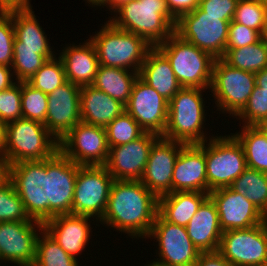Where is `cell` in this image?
<instances>
[{
	"label": "cell",
	"instance_id": "obj_1",
	"mask_svg": "<svg viewBox=\"0 0 267 266\" xmlns=\"http://www.w3.org/2000/svg\"><path fill=\"white\" fill-rule=\"evenodd\" d=\"M157 214L158 197L141 181L114 180L99 222L127 234V238L147 239Z\"/></svg>",
	"mask_w": 267,
	"mask_h": 266
},
{
	"label": "cell",
	"instance_id": "obj_2",
	"mask_svg": "<svg viewBox=\"0 0 267 266\" xmlns=\"http://www.w3.org/2000/svg\"><path fill=\"white\" fill-rule=\"evenodd\" d=\"M111 15L109 21L116 28L141 36L152 47L168 39L177 22L166 0H132Z\"/></svg>",
	"mask_w": 267,
	"mask_h": 266
},
{
	"label": "cell",
	"instance_id": "obj_3",
	"mask_svg": "<svg viewBox=\"0 0 267 266\" xmlns=\"http://www.w3.org/2000/svg\"><path fill=\"white\" fill-rule=\"evenodd\" d=\"M203 92H206L205 89L182 87L171 98L163 138L184 144H200L209 140L208 134L204 133L203 124L207 118Z\"/></svg>",
	"mask_w": 267,
	"mask_h": 266
},
{
	"label": "cell",
	"instance_id": "obj_4",
	"mask_svg": "<svg viewBox=\"0 0 267 266\" xmlns=\"http://www.w3.org/2000/svg\"><path fill=\"white\" fill-rule=\"evenodd\" d=\"M89 38L96 48L99 65L138 73L152 48L141 36L118 29L109 20Z\"/></svg>",
	"mask_w": 267,
	"mask_h": 266
},
{
	"label": "cell",
	"instance_id": "obj_5",
	"mask_svg": "<svg viewBox=\"0 0 267 266\" xmlns=\"http://www.w3.org/2000/svg\"><path fill=\"white\" fill-rule=\"evenodd\" d=\"M169 60L182 87L210 89L215 58L175 32L156 46Z\"/></svg>",
	"mask_w": 267,
	"mask_h": 266
},
{
	"label": "cell",
	"instance_id": "obj_6",
	"mask_svg": "<svg viewBox=\"0 0 267 266\" xmlns=\"http://www.w3.org/2000/svg\"><path fill=\"white\" fill-rule=\"evenodd\" d=\"M5 156L10 164L51 158L59 141L43 123L20 118L5 124Z\"/></svg>",
	"mask_w": 267,
	"mask_h": 266
},
{
	"label": "cell",
	"instance_id": "obj_7",
	"mask_svg": "<svg viewBox=\"0 0 267 266\" xmlns=\"http://www.w3.org/2000/svg\"><path fill=\"white\" fill-rule=\"evenodd\" d=\"M207 193L229 187L247 168L244 150L231 134L209 136L205 141Z\"/></svg>",
	"mask_w": 267,
	"mask_h": 266
},
{
	"label": "cell",
	"instance_id": "obj_8",
	"mask_svg": "<svg viewBox=\"0 0 267 266\" xmlns=\"http://www.w3.org/2000/svg\"><path fill=\"white\" fill-rule=\"evenodd\" d=\"M256 86L255 73L233 68L215 59L210 89L220 113L235 118L245 107Z\"/></svg>",
	"mask_w": 267,
	"mask_h": 266
},
{
	"label": "cell",
	"instance_id": "obj_9",
	"mask_svg": "<svg viewBox=\"0 0 267 266\" xmlns=\"http://www.w3.org/2000/svg\"><path fill=\"white\" fill-rule=\"evenodd\" d=\"M10 181L33 220H48L47 159L22 161L10 168Z\"/></svg>",
	"mask_w": 267,
	"mask_h": 266
},
{
	"label": "cell",
	"instance_id": "obj_10",
	"mask_svg": "<svg viewBox=\"0 0 267 266\" xmlns=\"http://www.w3.org/2000/svg\"><path fill=\"white\" fill-rule=\"evenodd\" d=\"M231 21L222 20V16L205 15V12L197 7L177 19L175 33L215 59H220L225 54Z\"/></svg>",
	"mask_w": 267,
	"mask_h": 266
},
{
	"label": "cell",
	"instance_id": "obj_11",
	"mask_svg": "<svg viewBox=\"0 0 267 266\" xmlns=\"http://www.w3.org/2000/svg\"><path fill=\"white\" fill-rule=\"evenodd\" d=\"M114 178L104 165L80 166L74 187L72 214L100 221L105 213Z\"/></svg>",
	"mask_w": 267,
	"mask_h": 266
},
{
	"label": "cell",
	"instance_id": "obj_12",
	"mask_svg": "<svg viewBox=\"0 0 267 266\" xmlns=\"http://www.w3.org/2000/svg\"><path fill=\"white\" fill-rule=\"evenodd\" d=\"M218 252L233 266L267 265V225L224 231Z\"/></svg>",
	"mask_w": 267,
	"mask_h": 266
},
{
	"label": "cell",
	"instance_id": "obj_13",
	"mask_svg": "<svg viewBox=\"0 0 267 266\" xmlns=\"http://www.w3.org/2000/svg\"><path fill=\"white\" fill-rule=\"evenodd\" d=\"M59 150L81 166L105 165L109 155L106 130L81 121L62 138Z\"/></svg>",
	"mask_w": 267,
	"mask_h": 266
},
{
	"label": "cell",
	"instance_id": "obj_14",
	"mask_svg": "<svg viewBox=\"0 0 267 266\" xmlns=\"http://www.w3.org/2000/svg\"><path fill=\"white\" fill-rule=\"evenodd\" d=\"M148 238L158 242L156 254L160 259L155 260L169 266H195L201 253L189 238L185 226L165 221L159 214Z\"/></svg>",
	"mask_w": 267,
	"mask_h": 266
},
{
	"label": "cell",
	"instance_id": "obj_15",
	"mask_svg": "<svg viewBox=\"0 0 267 266\" xmlns=\"http://www.w3.org/2000/svg\"><path fill=\"white\" fill-rule=\"evenodd\" d=\"M43 229V223L39 221L0 222L1 263L8 261L16 266H32L37 238Z\"/></svg>",
	"mask_w": 267,
	"mask_h": 266
},
{
	"label": "cell",
	"instance_id": "obj_16",
	"mask_svg": "<svg viewBox=\"0 0 267 266\" xmlns=\"http://www.w3.org/2000/svg\"><path fill=\"white\" fill-rule=\"evenodd\" d=\"M169 102L139 76L136 79L125 111L145 132L163 136L167 125Z\"/></svg>",
	"mask_w": 267,
	"mask_h": 266
},
{
	"label": "cell",
	"instance_id": "obj_17",
	"mask_svg": "<svg viewBox=\"0 0 267 266\" xmlns=\"http://www.w3.org/2000/svg\"><path fill=\"white\" fill-rule=\"evenodd\" d=\"M78 165L58 150L47 159L48 220L57 215L72 214Z\"/></svg>",
	"mask_w": 267,
	"mask_h": 266
},
{
	"label": "cell",
	"instance_id": "obj_18",
	"mask_svg": "<svg viewBox=\"0 0 267 266\" xmlns=\"http://www.w3.org/2000/svg\"><path fill=\"white\" fill-rule=\"evenodd\" d=\"M160 136L145 132L127 144L109 147L104 165L114 180L140 181L144 174L153 143Z\"/></svg>",
	"mask_w": 267,
	"mask_h": 266
},
{
	"label": "cell",
	"instance_id": "obj_19",
	"mask_svg": "<svg viewBox=\"0 0 267 266\" xmlns=\"http://www.w3.org/2000/svg\"><path fill=\"white\" fill-rule=\"evenodd\" d=\"M185 144L160 136L152 145L141 183L158 198L172 193L175 162Z\"/></svg>",
	"mask_w": 267,
	"mask_h": 266
},
{
	"label": "cell",
	"instance_id": "obj_20",
	"mask_svg": "<svg viewBox=\"0 0 267 266\" xmlns=\"http://www.w3.org/2000/svg\"><path fill=\"white\" fill-rule=\"evenodd\" d=\"M209 196L216 204L223 232L248 229L264 222V214L245 196L230 187L212 190Z\"/></svg>",
	"mask_w": 267,
	"mask_h": 266
},
{
	"label": "cell",
	"instance_id": "obj_21",
	"mask_svg": "<svg viewBox=\"0 0 267 266\" xmlns=\"http://www.w3.org/2000/svg\"><path fill=\"white\" fill-rule=\"evenodd\" d=\"M80 90V86L67 81L48 94L44 125L59 142L76 124L81 122Z\"/></svg>",
	"mask_w": 267,
	"mask_h": 266
},
{
	"label": "cell",
	"instance_id": "obj_22",
	"mask_svg": "<svg viewBox=\"0 0 267 266\" xmlns=\"http://www.w3.org/2000/svg\"><path fill=\"white\" fill-rule=\"evenodd\" d=\"M207 193L205 142L185 144L175 162L172 192Z\"/></svg>",
	"mask_w": 267,
	"mask_h": 266
},
{
	"label": "cell",
	"instance_id": "obj_23",
	"mask_svg": "<svg viewBox=\"0 0 267 266\" xmlns=\"http://www.w3.org/2000/svg\"><path fill=\"white\" fill-rule=\"evenodd\" d=\"M92 217L64 214L47 220L43 226L67 254L76 258L85 251L92 235ZM89 221V222H88ZM83 250V251H82Z\"/></svg>",
	"mask_w": 267,
	"mask_h": 266
},
{
	"label": "cell",
	"instance_id": "obj_24",
	"mask_svg": "<svg viewBox=\"0 0 267 266\" xmlns=\"http://www.w3.org/2000/svg\"><path fill=\"white\" fill-rule=\"evenodd\" d=\"M185 227L189 238L201 253L219 250L223 231L216 204L210 196L202 202Z\"/></svg>",
	"mask_w": 267,
	"mask_h": 266
},
{
	"label": "cell",
	"instance_id": "obj_25",
	"mask_svg": "<svg viewBox=\"0 0 267 266\" xmlns=\"http://www.w3.org/2000/svg\"><path fill=\"white\" fill-rule=\"evenodd\" d=\"M58 57L63 62L67 81L80 87L93 84L99 60L96 48L89 38L82 45L79 43L63 47Z\"/></svg>",
	"mask_w": 267,
	"mask_h": 266
},
{
	"label": "cell",
	"instance_id": "obj_26",
	"mask_svg": "<svg viewBox=\"0 0 267 266\" xmlns=\"http://www.w3.org/2000/svg\"><path fill=\"white\" fill-rule=\"evenodd\" d=\"M124 111V104L93 85L81 87L80 114L82 122L105 128Z\"/></svg>",
	"mask_w": 267,
	"mask_h": 266
},
{
	"label": "cell",
	"instance_id": "obj_27",
	"mask_svg": "<svg viewBox=\"0 0 267 266\" xmlns=\"http://www.w3.org/2000/svg\"><path fill=\"white\" fill-rule=\"evenodd\" d=\"M139 77L154 88L168 102L182 88L167 57L152 47L141 65Z\"/></svg>",
	"mask_w": 267,
	"mask_h": 266
},
{
	"label": "cell",
	"instance_id": "obj_28",
	"mask_svg": "<svg viewBox=\"0 0 267 266\" xmlns=\"http://www.w3.org/2000/svg\"><path fill=\"white\" fill-rule=\"evenodd\" d=\"M33 9L12 10L15 30L13 49L38 50L40 55H55L45 31L36 19Z\"/></svg>",
	"mask_w": 267,
	"mask_h": 266
},
{
	"label": "cell",
	"instance_id": "obj_29",
	"mask_svg": "<svg viewBox=\"0 0 267 266\" xmlns=\"http://www.w3.org/2000/svg\"><path fill=\"white\" fill-rule=\"evenodd\" d=\"M209 193L172 192L158 198V214L172 224L186 226Z\"/></svg>",
	"mask_w": 267,
	"mask_h": 266
},
{
	"label": "cell",
	"instance_id": "obj_30",
	"mask_svg": "<svg viewBox=\"0 0 267 266\" xmlns=\"http://www.w3.org/2000/svg\"><path fill=\"white\" fill-rule=\"evenodd\" d=\"M138 76L132 70L99 65L92 85L126 105Z\"/></svg>",
	"mask_w": 267,
	"mask_h": 266
},
{
	"label": "cell",
	"instance_id": "obj_31",
	"mask_svg": "<svg viewBox=\"0 0 267 266\" xmlns=\"http://www.w3.org/2000/svg\"><path fill=\"white\" fill-rule=\"evenodd\" d=\"M242 130L231 133L242 145L247 167L267 173V138L256 126H241Z\"/></svg>",
	"mask_w": 267,
	"mask_h": 266
},
{
	"label": "cell",
	"instance_id": "obj_32",
	"mask_svg": "<svg viewBox=\"0 0 267 266\" xmlns=\"http://www.w3.org/2000/svg\"><path fill=\"white\" fill-rule=\"evenodd\" d=\"M221 59L233 68L257 73L267 68V45L260 39L245 47L225 49Z\"/></svg>",
	"mask_w": 267,
	"mask_h": 266
},
{
	"label": "cell",
	"instance_id": "obj_33",
	"mask_svg": "<svg viewBox=\"0 0 267 266\" xmlns=\"http://www.w3.org/2000/svg\"><path fill=\"white\" fill-rule=\"evenodd\" d=\"M229 187L245 196L263 214L267 212V173L247 167Z\"/></svg>",
	"mask_w": 267,
	"mask_h": 266
},
{
	"label": "cell",
	"instance_id": "obj_34",
	"mask_svg": "<svg viewBox=\"0 0 267 266\" xmlns=\"http://www.w3.org/2000/svg\"><path fill=\"white\" fill-rule=\"evenodd\" d=\"M77 258L67 254L44 229L36 242V258L32 266H79Z\"/></svg>",
	"mask_w": 267,
	"mask_h": 266
},
{
	"label": "cell",
	"instance_id": "obj_35",
	"mask_svg": "<svg viewBox=\"0 0 267 266\" xmlns=\"http://www.w3.org/2000/svg\"><path fill=\"white\" fill-rule=\"evenodd\" d=\"M27 82L47 95L52 93L67 82L62 60L56 56L48 60Z\"/></svg>",
	"mask_w": 267,
	"mask_h": 266
},
{
	"label": "cell",
	"instance_id": "obj_36",
	"mask_svg": "<svg viewBox=\"0 0 267 266\" xmlns=\"http://www.w3.org/2000/svg\"><path fill=\"white\" fill-rule=\"evenodd\" d=\"M105 130L109 147L127 144L138 139L145 133L140 125L126 111L110 122L105 127Z\"/></svg>",
	"mask_w": 267,
	"mask_h": 266
},
{
	"label": "cell",
	"instance_id": "obj_37",
	"mask_svg": "<svg viewBox=\"0 0 267 266\" xmlns=\"http://www.w3.org/2000/svg\"><path fill=\"white\" fill-rule=\"evenodd\" d=\"M56 55H40L38 50L13 49L11 69L16 82H27L50 59Z\"/></svg>",
	"mask_w": 267,
	"mask_h": 266
},
{
	"label": "cell",
	"instance_id": "obj_38",
	"mask_svg": "<svg viewBox=\"0 0 267 266\" xmlns=\"http://www.w3.org/2000/svg\"><path fill=\"white\" fill-rule=\"evenodd\" d=\"M22 118L45 124L48 95L35 89L28 82H21Z\"/></svg>",
	"mask_w": 267,
	"mask_h": 266
},
{
	"label": "cell",
	"instance_id": "obj_39",
	"mask_svg": "<svg viewBox=\"0 0 267 266\" xmlns=\"http://www.w3.org/2000/svg\"><path fill=\"white\" fill-rule=\"evenodd\" d=\"M4 221H36L27 214L24 203L11 181L0 186V222Z\"/></svg>",
	"mask_w": 267,
	"mask_h": 266
},
{
	"label": "cell",
	"instance_id": "obj_40",
	"mask_svg": "<svg viewBox=\"0 0 267 266\" xmlns=\"http://www.w3.org/2000/svg\"><path fill=\"white\" fill-rule=\"evenodd\" d=\"M267 19V3L259 0H239L232 21L263 31Z\"/></svg>",
	"mask_w": 267,
	"mask_h": 266
},
{
	"label": "cell",
	"instance_id": "obj_41",
	"mask_svg": "<svg viewBox=\"0 0 267 266\" xmlns=\"http://www.w3.org/2000/svg\"><path fill=\"white\" fill-rule=\"evenodd\" d=\"M241 119L243 126H256L267 119V88L255 86L247 104L235 117Z\"/></svg>",
	"mask_w": 267,
	"mask_h": 266
},
{
	"label": "cell",
	"instance_id": "obj_42",
	"mask_svg": "<svg viewBox=\"0 0 267 266\" xmlns=\"http://www.w3.org/2000/svg\"><path fill=\"white\" fill-rule=\"evenodd\" d=\"M22 118L21 82L0 91V121L4 124Z\"/></svg>",
	"mask_w": 267,
	"mask_h": 266
},
{
	"label": "cell",
	"instance_id": "obj_43",
	"mask_svg": "<svg viewBox=\"0 0 267 266\" xmlns=\"http://www.w3.org/2000/svg\"><path fill=\"white\" fill-rule=\"evenodd\" d=\"M14 39L12 11L0 12V65L11 67Z\"/></svg>",
	"mask_w": 267,
	"mask_h": 266
},
{
	"label": "cell",
	"instance_id": "obj_44",
	"mask_svg": "<svg viewBox=\"0 0 267 266\" xmlns=\"http://www.w3.org/2000/svg\"><path fill=\"white\" fill-rule=\"evenodd\" d=\"M261 39V34L243 24L231 21L228 29L226 49H237L254 44Z\"/></svg>",
	"mask_w": 267,
	"mask_h": 266
},
{
	"label": "cell",
	"instance_id": "obj_45",
	"mask_svg": "<svg viewBox=\"0 0 267 266\" xmlns=\"http://www.w3.org/2000/svg\"><path fill=\"white\" fill-rule=\"evenodd\" d=\"M239 0H200L199 8L205 15L222 16V20H232Z\"/></svg>",
	"mask_w": 267,
	"mask_h": 266
},
{
	"label": "cell",
	"instance_id": "obj_46",
	"mask_svg": "<svg viewBox=\"0 0 267 266\" xmlns=\"http://www.w3.org/2000/svg\"><path fill=\"white\" fill-rule=\"evenodd\" d=\"M200 0H166L170 13L178 19L182 14L191 12L199 6Z\"/></svg>",
	"mask_w": 267,
	"mask_h": 266
},
{
	"label": "cell",
	"instance_id": "obj_47",
	"mask_svg": "<svg viewBox=\"0 0 267 266\" xmlns=\"http://www.w3.org/2000/svg\"><path fill=\"white\" fill-rule=\"evenodd\" d=\"M195 266H233L218 251L200 253Z\"/></svg>",
	"mask_w": 267,
	"mask_h": 266
},
{
	"label": "cell",
	"instance_id": "obj_48",
	"mask_svg": "<svg viewBox=\"0 0 267 266\" xmlns=\"http://www.w3.org/2000/svg\"><path fill=\"white\" fill-rule=\"evenodd\" d=\"M31 0H0V12L32 9Z\"/></svg>",
	"mask_w": 267,
	"mask_h": 266
},
{
	"label": "cell",
	"instance_id": "obj_49",
	"mask_svg": "<svg viewBox=\"0 0 267 266\" xmlns=\"http://www.w3.org/2000/svg\"><path fill=\"white\" fill-rule=\"evenodd\" d=\"M15 83L11 67L0 65V91L10 88Z\"/></svg>",
	"mask_w": 267,
	"mask_h": 266
},
{
	"label": "cell",
	"instance_id": "obj_50",
	"mask_svg": "<svg viewBox=\"0 0 267 266\" xmlns=\"http://www.w3.org/2000/svg\"><path fill=\"white\" fill-rule=\"evenodd\" d=\"M11 164L6 156H0V186L10 181Z\"/></svg>",
	"mask_w": 267,
	"mask_h": 266
},
{
	"label": "cell",
	"instance_id": "obj_51",
	"mask_svg": "<svg viewBox=\"0 0 267 266\" xmlns=\"http://www.w3.org/2000/svg\"><path fill=\"white\" fill-rule=\"evenodd\" d=\"M132 0H107V3L104 5L106 8L113 14L120 9L125 3H128Z\"/></svg>",
	"mask_w": 267,
	"mask_h": 266
},
{
	"label": "cell",
	"instance_id": "obj_52",
	"mask_svg": "<svg viewBox=\"0 0 267 266\" xmlns=\"http://www.w3.org/2000/svg\"><path fill=\"white\" fill-rule=\"evenodd\" d=\"M256 86L267 88V68L255 73Z\"/></svg>",
	"mask_w": 267,
	"mask_h": 266
},
{
	"label": "cell",
	"instance_id": "obj_53",
	"mask_svg": "<svg viewBox=\"0 0 267 266\" xmlns=\"http://www.w3.org/2000/svg\"><path fill=\"white\" fill-rule=\"evenodd\" d=\"M5 124L0 121V156H5Z\"/></svg>",
	"mask_w": 267,
	"mask_h": 266
},
{
	"label": "cell",
	"instance_id": "obj_54",
	"mask_svg": "<svg viewBox=\"0 0 267 266\" xmlns=\"http://www.w3.org/2000/svg\"><path fill=\"white\" fill-rule=\"evenodd\" d=\"M88 5L90 4V6L92 5L93 8L95 7H104V5L107 3V0H85Z\"/></svg>",
	"mask_w": 267,
	"mask_h": 266
},
{
	"label": "cell",
	"instance_id": "obj_55",
	"mask_svg": "<svg viewBox=\"0 0 267 266\" xmlns=\"http://www.w3.org/2000/svg\"><path fill=\"white\" fill-rule=\"evenodd\" d=\"M256 127L267 138V119L261 121Z\"/></svg>",
	"mask_w": 267,
	"mask_h": 266
},
{
	"label": "cell",
	"instance_id": "obj_56",
	"mask_svg": "<svg viewBox=\"0 0 267 266\" xmlns=\"http://www.w3.org/2000/svg\"><path fill=\"white\" fill-rule=\"evenodd\" d=\"M261 39L265 42V44L267 45V19L265 21V24H264V28H263V31L261 33Z\"/></svg>",
	"mask_w": 267,
	"mask_h": 266
},
{
	"label": "cell",
	"instance_id": "obj_57",
	"mask_svg": "<svg viewBox=\"0 0 267 266\" xmlns=\"http://www.w3.org/2000/svg\"><path fill=\"white\" fill-rule=\"evenodd\" d=\"M144 266H169V265H166V264L160 263V262H158L156 260H153V261H151L150 263H148L146 265L144 264Z\"/></svg>",
	"mask_w": 267,
	"mask_h": 266
},
{
	"label": "cell",
	"instance_id": "obj_58",
	"mask_svg": "<svg viewBox=\"0 0 267 266\" xmlns=\"http://www.w3.org/2000/svg\"><path fill=\"white\" fill-rule=\"evenodd\" d=\"M264 223L267 225V212L264 214Z\"/></svg>",
	"mask_w": 267,
	"mask_h": 266
}]
</instances>
